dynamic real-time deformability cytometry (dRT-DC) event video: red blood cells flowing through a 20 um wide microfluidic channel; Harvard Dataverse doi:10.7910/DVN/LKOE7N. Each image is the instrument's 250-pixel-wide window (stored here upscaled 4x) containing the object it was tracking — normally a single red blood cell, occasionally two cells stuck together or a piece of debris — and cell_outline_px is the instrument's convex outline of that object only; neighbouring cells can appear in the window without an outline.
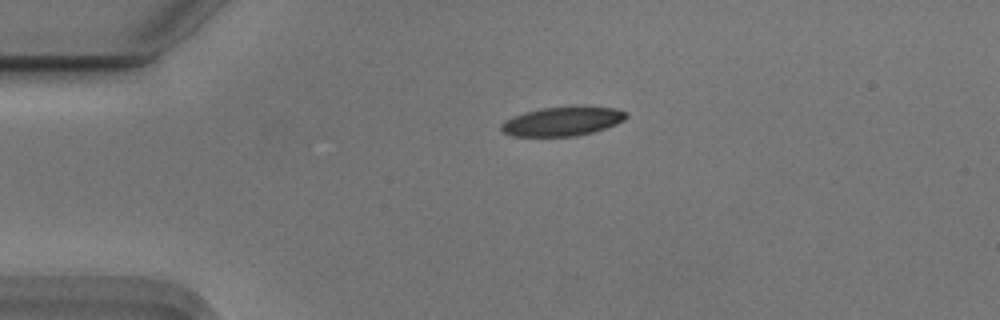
{"species": "Egyptian fruit bat (a non-hibernating species)", "species_latin": "Rousettus aegyptiacus", "temperature_condition": "cold", "stored_images_in_passage": 43, "camera_frame_rate_fps": 3000, "um_per_image_px": 0.085, "animal": {"sex": "male"}, "frame": {"image": 1, "passage_image": 1, "time_ms": 0.0, "image_size_px": [1000, 320], "cell_outline_px": [[628, 116], [624, 120], [616, 124], [592, 132], [576, 136], [512, 136], [504, 132], [500, 128], [500, 124], [504, 120], [512, 116], [524, 112], [540, 108], [576, 104], [616, 108], [624, 112]], "centroid_in_image_um": [47.8, 10.27], "position_along_channel_um": 37.2, "area_um2": 21.73}}
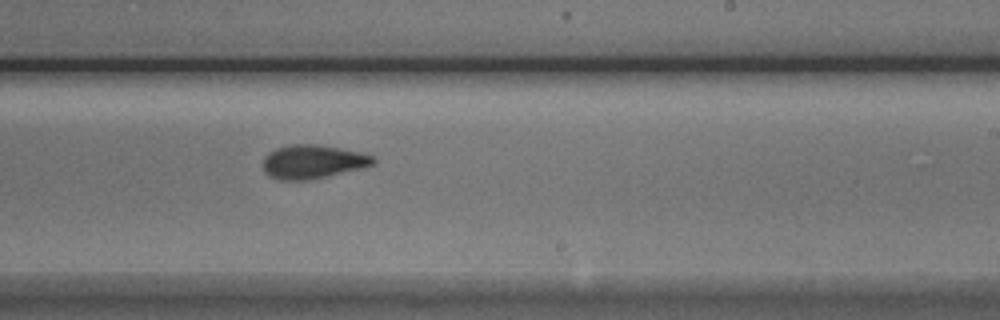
{"frame": {"image": 2, "passage_image": 22, "time_ms": 7.0, "image_size_px": [1000, 320], "cell_outline_px": [[376, 164], [364, 168], [328, 176], [308, 180], [280, 180], [268, 176], [264, 172], [264, 156], [268, 152], [276, 148], [292, 144], [320, 144], [360, 152], [376, 156]], "centroid_in_image_um": [26.62, 13.74], "position_along_channel_um": 262.4, "area_um2": 22.02}}
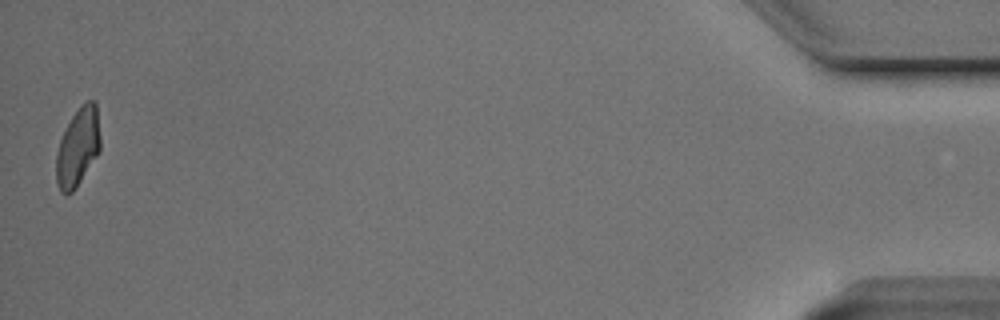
{"frame": {"image": 3, "passage_image": 43, "time_ms": 14.0, "image_size_px": [1000, 320], "cell_outline_px": [[100, 152], [76, 188], [72, 192], [60, 192], [56, 180], [56, 152], [60, 140], [72, 116], [80, 104], [88, 100], [96, 100], [100, 136]], "centroid_in_image_um": [6.64, 12.49], "position_along_channel_um": 428.6, "area_um2": 20.23}, "authors_computed_cell_mechanics": {"area_um2": 21.5016, "velocity_mm_per_s": 3.7384, "shape_relaxation_time_tau1_ms": 4.4447, "shape_relaxation_time_tau2_ms": 2.6183, "deformation_change_tau1": 0.1371, "deformation_change_tau2": 0.0955}}